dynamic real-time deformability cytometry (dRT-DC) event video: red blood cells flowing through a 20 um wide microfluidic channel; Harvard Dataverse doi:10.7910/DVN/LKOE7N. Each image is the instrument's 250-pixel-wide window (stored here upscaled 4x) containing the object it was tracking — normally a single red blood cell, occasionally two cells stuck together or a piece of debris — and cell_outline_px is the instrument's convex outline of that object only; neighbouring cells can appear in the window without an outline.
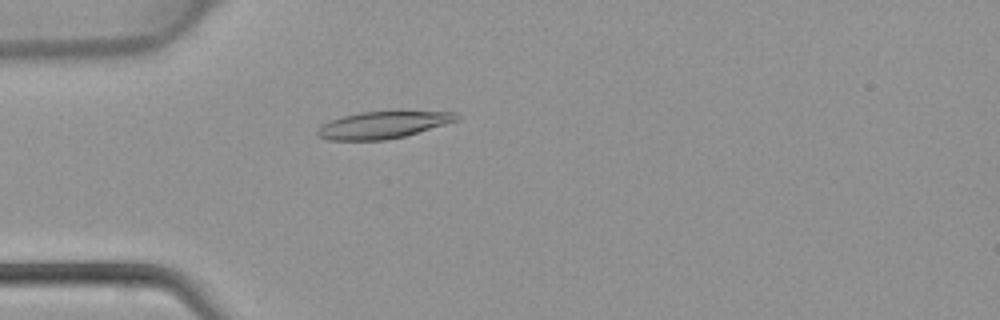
{"species": "common noctule bat (a hibernating species)", "species_latin": "Nyctalus noctula", "temperature_condition": "warm", "stored_images_in_passage": 35, "camera_frame_rate_fps": 3000, "um_per_image_px": 0.085, "animal": {"sex": "female", "body_mass_g": 22.7, "forearm_length_mm": 54.2}, "frame": {"image": 1, "passage_image": 3, "time_ms": 0.667, "image_size_px": [1000, 320], "cell_outline_px": [[460, 120], [404, 136], [384, 140], [328, 140], [316, 136], [316, 132], [320, 124], [344, 116], [360, 112], [456, 112], [460, 116]], "centroid_in_image_um": [32.52, 10.63], "position_along_channel_um": 52.5, "area_um2": 21.68}}
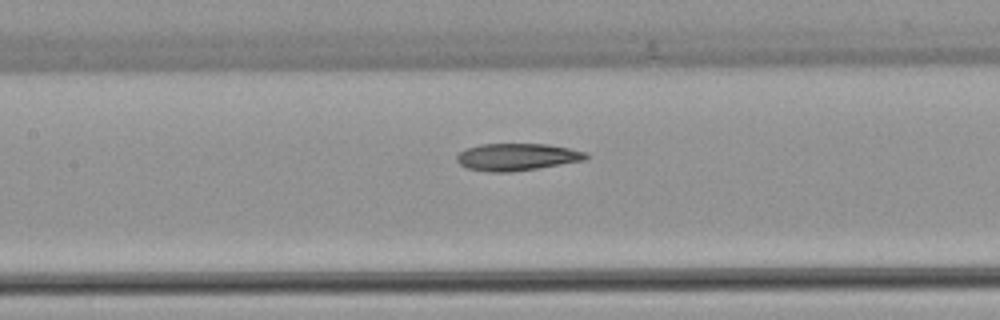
{"frame": {"image": 2, "passage_image": 11, "time_ms": 3.333, "image_size_px": [1000, 320], "cell_outline_px": [[588, 156], [584, 160], [512, 172], [488, 172], [468, 168], [460, 164], [456, 160], [456, 156], [460, 152], [468, 148], [480, 144], [548, 144], [588, 152]], "centroid_in_image_um": [43.93, 13.34], "position_along_channel_um": 163.5, "area_um2": 20.29}}
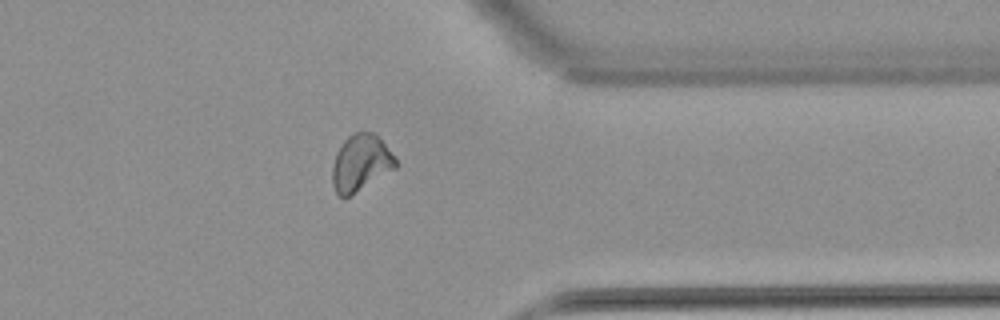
{"frame": {"image": 3, "passage_image": 26, "time_ms": 8.333, "image_size_px": [1000, 320], "cell_outline_px": [[396, 168], [348, 196], [340, 196], [336, 192], [332, 184], [332, 164], [336, 152], [344, 140], [352, 132], [376, 132], [396, 156]], "centroid_in_image_um": [30.67, 13.79], "position_along_channel_um": 380.7, "area_um2": 20.92}}